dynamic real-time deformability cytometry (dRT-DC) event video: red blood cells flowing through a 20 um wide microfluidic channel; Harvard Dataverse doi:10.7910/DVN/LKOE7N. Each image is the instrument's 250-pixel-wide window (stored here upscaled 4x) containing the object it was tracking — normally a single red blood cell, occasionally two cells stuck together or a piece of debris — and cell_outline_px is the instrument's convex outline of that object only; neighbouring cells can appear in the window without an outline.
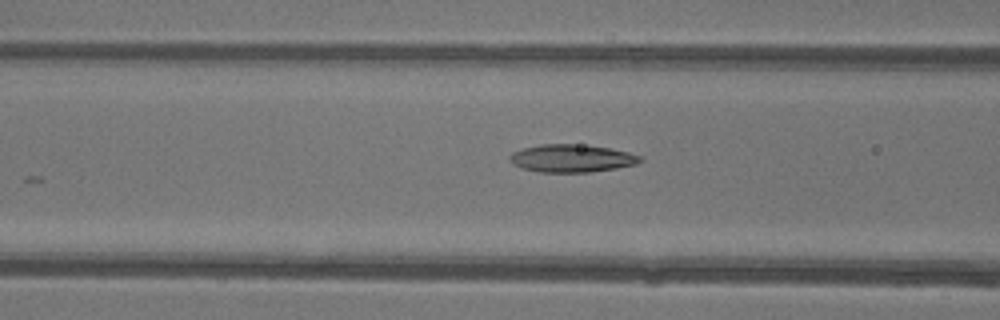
{"species": "common noctule bat (a hibernating species)", "species_latin": "Nyctalus noctula", "temperature_condition": "warm", "stored_images_in_passage": 24, "camera_frame_rate_fps": 3000, "um_per_image_px": 0.085, "animal": {"sex": "female"}, "frame": {"image": 1, "passage_image": 20, "time_ms": 6.333, "image_size_px": [1000, 320], "cell_outline_px": [[644, 160], [636, 164], [616, 168], [588, 172], [540, 172], [520, 168], [512, 164], [508, 160], [508, 156], [512, 152], [524, 148], [540, 144], [572, 144], [608, 148], [628, 152], [644, 156]], "centroid_in_image_um": [48.57, 13.46], "position_along_channel_um": 118.0, "area_um2": 21.15}}